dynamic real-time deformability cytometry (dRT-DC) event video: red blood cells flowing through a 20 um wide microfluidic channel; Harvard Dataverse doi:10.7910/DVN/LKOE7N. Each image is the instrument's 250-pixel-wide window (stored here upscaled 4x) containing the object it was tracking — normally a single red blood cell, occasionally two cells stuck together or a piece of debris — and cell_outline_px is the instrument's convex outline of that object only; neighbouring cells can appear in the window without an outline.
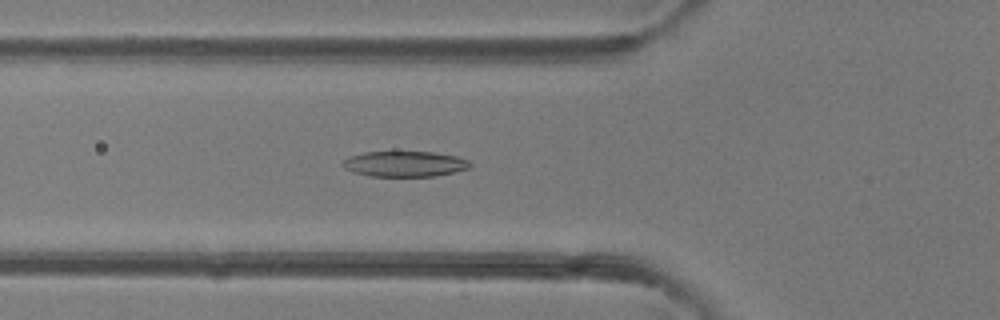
{"species": "common noctule bat (a hibernating species)", "species_latin": "Nyctalus noctula", "temperature_condition": "room temperature", "stored_images_in_passage": 49, "camera_frame_rate_fps": 3000, "um_per_image_px": 0.085, "animal": {"sex": "female"}, "frame": {"image": 1, "passage_image": 18, "time_ms": 5.667, "image_size_px": [1000, 320], "cell_outline_px": [[472, 164], [468, 168], [452, 172], [432, 176], [368, 176], [352, 172], [344, 168], [340, 164], [348, 156], [364, 152], [432, 152], [456, 156], [468, 160]], "centroid_in_image_um": [34.33, 13.93], "position_along_channel_um": 91.5, "area_um2": 18.9}}
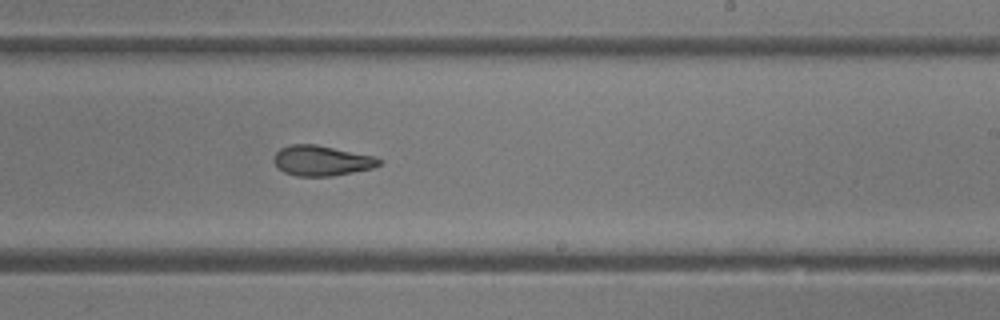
{"frame": {"image": 2, "passage_image": 30, "time_ms": 9.667, "image_size_px": [1000, 320], "cell_outline_px": [[384, 160], [380, 164], [372, 168], [332, 176], [296, 176], [284, 172], [272, 160], [276, 152], [280, 148], [292, 144], [316, 144], [376, 156]], "centroid_in_image_um": [27.36, 13.64], "position_along_channel_um": 261.6, "area_um2": 18.61}}
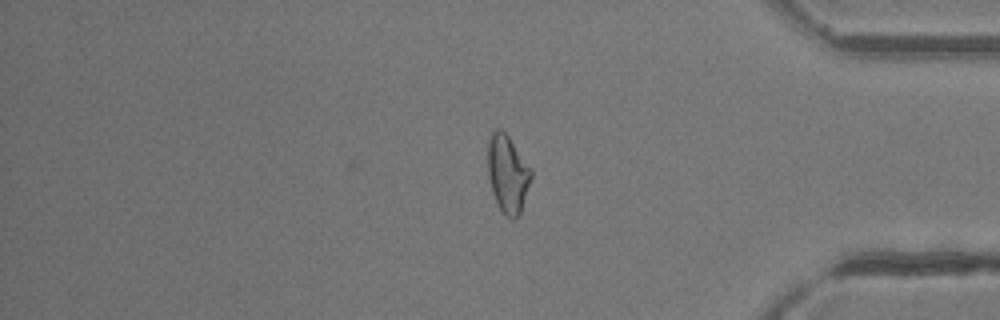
{"frame": {"image": 3, "passage_image": 41, "time_ms": 13.333, "image_size_px": [1000, 320], "cell_outline_px": [[532, 176], [520, 212], [512, 220], [500, 208], [492, 192], [488, 176], [488, 140], [492, 132], [496, 128], [500, 128], [508, 136], [532, 168]], "centroid_in_image_um": [43.15, 14.72], "position_along_channel_um": 392.1, "area_um2": 19.36}, "authors_computed_cell_mechanics": {"area_um2": 19.652, "velocity_mm_per_s": 4.2434, "shape_relaxation_time_tau1_ms": 5.6441, "shape_relaxation_time_tau2_ms": 4.0301, "deformation_change_tau1": 0.1956, "deformation_change_tau2": 0.1316}}